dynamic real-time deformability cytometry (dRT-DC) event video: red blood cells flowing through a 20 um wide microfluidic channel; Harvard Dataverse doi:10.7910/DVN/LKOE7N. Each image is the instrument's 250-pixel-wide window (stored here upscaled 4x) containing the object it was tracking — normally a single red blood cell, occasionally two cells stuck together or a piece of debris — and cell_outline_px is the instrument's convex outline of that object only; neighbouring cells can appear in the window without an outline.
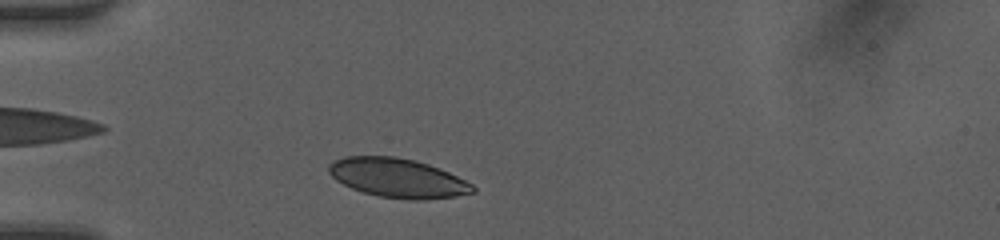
{"species": "human", "species_latin": "Homo sapiens", "temperature_condition": "room temperature", "stored_images_in_passage": 14, "camera_frame_rate_fps": 3000, "um_per_image_px": 0.085, "donor": {"sex": "female"}, "frame": {"image": 1, "passage_image": 3, "time_ms": 0.667, "image_size_px": [1000, 240], "cell_outline_px": [[476, 192], [456, 196], [424, 200], [408, 200], [380, 196], [364, 192], [352, 188], [336, 180], [328, 172], [328, 164], [332, 160], [344, 156], [396, 156], [428, 164], [448, 172], [472, 184], [476, 188]], "centroid_in_image_um": [33.79, 15.12], "position_along_channel_um": 51.2, "area_um2": 32.83}}
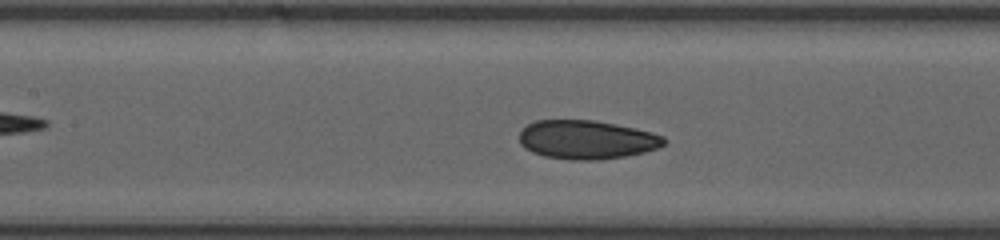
{"frame": {"image": 2, "passage_image": 11, "time_ms": 3.333, "image_size_px": [1000, 240], "cell_outline_px": [[668, 140], [664, 144], [656, 148], [644, 152], [628, 156], [596, 160], [572, 160], [544, 156], [532, 152], [524, 148], [520, 144], [520, 132], [528, 124], [536, 120], [592, 120], [616, 124], [652, 132], [664, 136]], "centroid_in_image_um": [49.88, 11.87], "position_along_channel_um": 157.5, "area_um2": 32.77}}
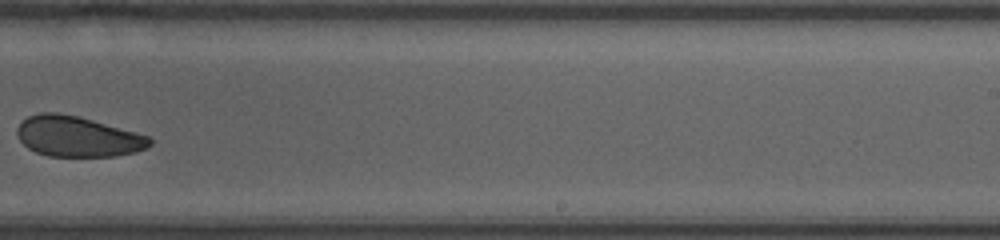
{"frame": {"image": 3, "passage_image": 14, "time_ms": 4.333, "image_size_px": [1000, 240], "cell_outline_px": [[152, 144], [136, 152], [116, 156], [48, 156], [36, 152], [28, 148], [20, 140], [16, 132], [16, 128], [28, 116], [40, 112], [56, 112], [76, 116], [92, 120], [136, 132], [148, 136], [152, 140]], "centroid_in_image_um": [6.58, 11.61], "position_along_channel_um": 282.4, "area_um2": 31.1}}